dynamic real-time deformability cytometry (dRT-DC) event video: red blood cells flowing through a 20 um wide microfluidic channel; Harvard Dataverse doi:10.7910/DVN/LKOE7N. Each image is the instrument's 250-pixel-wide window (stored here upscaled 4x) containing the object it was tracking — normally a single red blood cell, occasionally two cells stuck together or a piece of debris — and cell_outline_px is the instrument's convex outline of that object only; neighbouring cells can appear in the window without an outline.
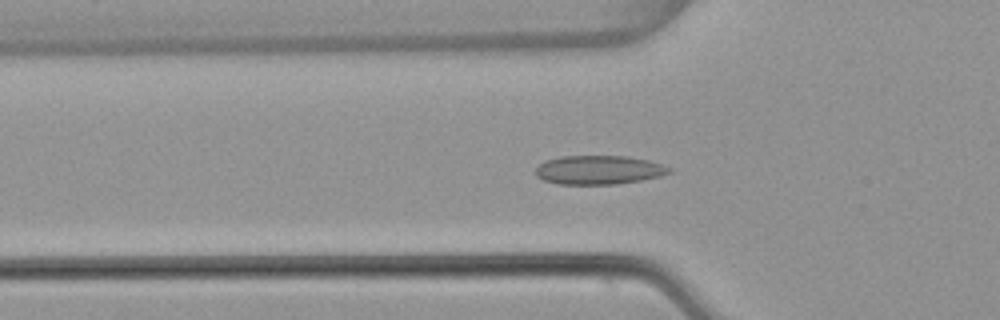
{"species": "common noctule bat (a hibernating species)", "species_latin": "Nyctalus noctula", "temperature_condition": "warm", "stored_images_in_passage": 52, "camera_frame_rate_fps": 3000, "um_per_image_px": 0.085, "animal": {"sex": "female", "body_mass_g": 22.7, "forearm_length_mm": 54.2}, "frame": {"image": 1, "passage_image": 17, "time_ms": 5.333, "image_size_px": [1000, 320], "cell_outline_px": [[672, 172], [660, 176], [640, 180], [616, 184], [560, 184], [544, 180], [536, 176], [536, 168], [544, 160], [560, 156], [628, 156], [648, 160], [664, 164], [672, 168]], "centroid_in_image_um": [50.92, 14.43], "position_along_channel_um": 74.9, "area_um2": 22.6}}
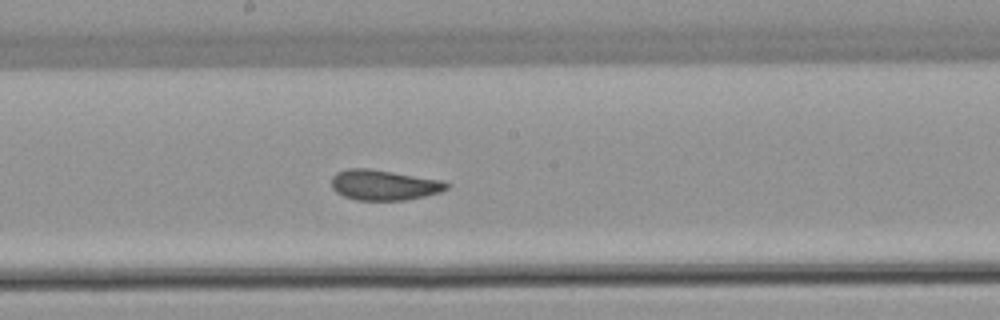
{"frame": {"image": 2, "passage_image": 28, "time_ms": 9.0, "image_size_px": [1000, 320], "cell_outline_px": [[448, 188], [440, 192], [424, 196], [404, 200], [356, 200], [344, 196], [336, 192], [332, 188], [332, 176], [336, 172], [348, 168], [368, 168], [440, 180], [448, 184]], "centroid_in_image_um": [32.58, 15.72], "position_along_channel_um": 215.6, "area_um2": 20.17}}
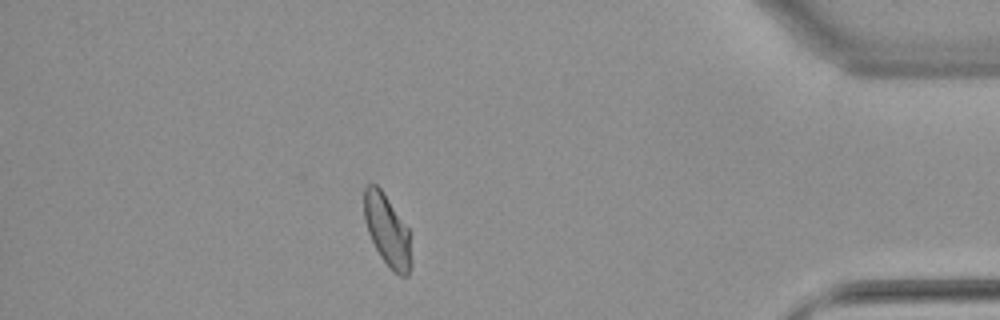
{"frame": {"image": 3, "passage_image": 46, "time_ms": 15.0, "image_size_px": [1000, 320], "cell_outline_px": [[412, 264], [408, 276], [400, 276], [392, 272], [388, 268], [380, 256], [368, 232], [364, 220], [364, 188], [368, 184], [376, 184], [380, 188], [408, 228], [412, 260]], "centroid_in_image_um": [32.92, 19.64], "position_along_channel_um": 402.3, "area_um2": 19.71}, "authors_computed_cell_mechanics": {"area_um2": 20.808, "velocity_mm_per_s": 3.8281, "shape_relaxation_time_tau1_ms": null, "shape_relaxation_time_tau2_ms": 1.4982, "deformation_change_tau1": null, "deformation_change_tau2": 0.0609}}